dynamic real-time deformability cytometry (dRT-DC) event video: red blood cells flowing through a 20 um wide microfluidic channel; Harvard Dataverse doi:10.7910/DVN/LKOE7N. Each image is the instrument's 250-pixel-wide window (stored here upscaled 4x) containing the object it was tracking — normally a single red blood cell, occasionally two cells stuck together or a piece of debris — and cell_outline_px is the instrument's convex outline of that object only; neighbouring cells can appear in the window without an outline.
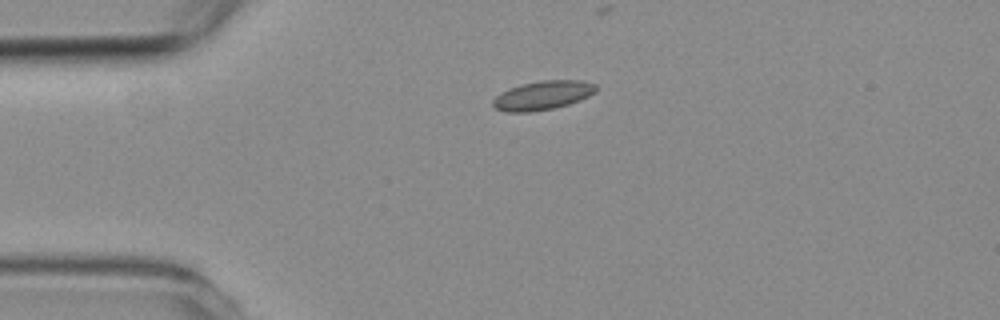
{"species": "common noctule bat (a hibernating species)", "species_latin": "Nyctalus noctula", "temperature_condition": "room temperature", "stored_images_in_passage": 6, "camera_frame_rate_fps": 3000, "um_per_image_px": 0.085, "animal": {"sex": "female", "body_mass_g": 19.3, "forearm_length_mm": 54.1}, "frame": {"image": 1, "passage_image": 1, "time_ms": 0.0, "image_size_px": [1000, 320], "cell_outline_px": [[596, 92], [580, 100], [568, 104], [552, 108], [532, 112], [504, 112], [496, 108], [492, 104], [492, 100], [496, 96], [520, 84], [540, 80], [584, 80], [596, 84]], "centroid_in_image_um": [46.15, 8.1], "position_along_channel_um": 38.8, "area_um2": 17.34}}
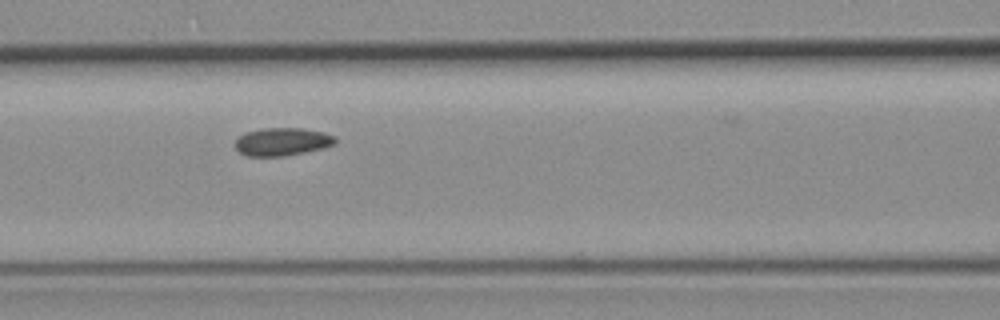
{"frame": {"image": 2, "passage_image": 4, "time_ms": 3.333, "image_size_px": [1000, 320], "cell_outline_px": [[336, 140], [332, 144], [320, 148], [304, 152], [284, 156], [248, 156], [240, 152], [236, 148], [236, 140], [244, 132], [264, 128], [300, 128], [324, 132], [336, 136]], "centroid_in_image_um": [23.97, 12.03], "position_along_channel_um": 142.6, "area_um2": 16.07}}
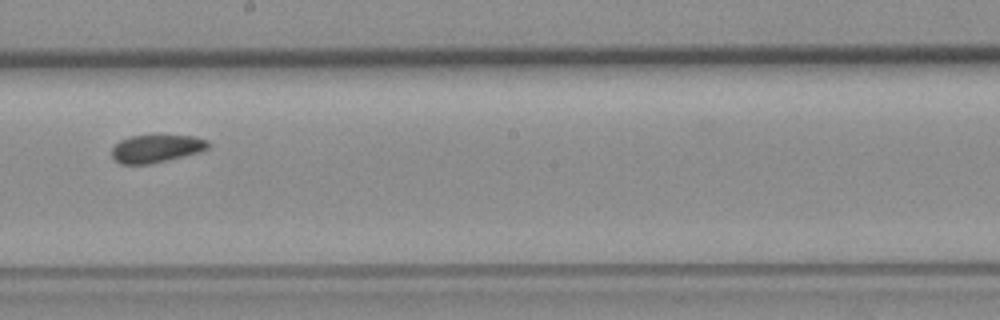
{"frame": {"image": 3, "passage_image": 6, "time_ms": 5.667, "image_size_px": [1000, 320], "cell_outline_px": [[212, 144], [208, 148], [200, 152], [168, 160], [148, 164], [120, 164], [112, 156], [112, 148], [120, 140], [132, 136], [192, 136], [208, 140]], "centroid_in_image_um": [13.31, 12.64], "position_along_channel_um": 234.9, "area_um2": 15.49}}